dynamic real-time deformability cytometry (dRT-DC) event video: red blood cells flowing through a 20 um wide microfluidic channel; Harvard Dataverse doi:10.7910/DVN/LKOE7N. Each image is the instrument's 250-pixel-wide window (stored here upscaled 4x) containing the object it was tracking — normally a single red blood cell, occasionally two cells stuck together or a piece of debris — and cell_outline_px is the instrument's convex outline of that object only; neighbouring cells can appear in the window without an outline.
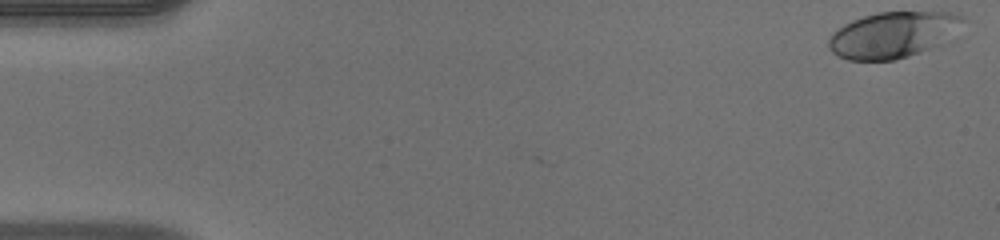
{"species": "human", "species_latin": "Homo sapiens", "temperature_condition": "warm", "stored_images_in_passage": 50, "camera_frame_rate_fps": 3000, "um_per_image_px": 0.085, "donor": {"sex": "male"}, "frame": {"image": 1, "passage_image": 1, "time_ms": 0.0, "image_size_px": [1000, 240], "cell_outline_px": [[968, 20], [928, 48], [908, 56], [896, 60], [848, 60], [832, 52], [828, 48], [828, 40], [832, 32], [844, 24], [852, 20], [864, 16], [880, 12], [948, 12], [964, 16]], "centroid_in_image_um": [75.8, 2.94], "position_along_channel_um": 9.2, "area_um2": 35.14}}
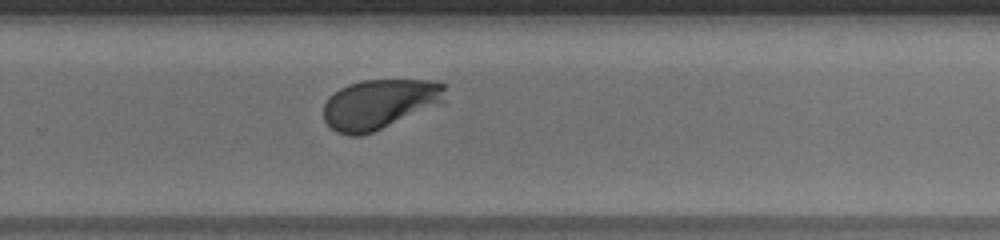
{"frame": {"image": 2, "passage_image": 33, "time_ms": 10.667, "image_size_px": [1000, 240], "cell_outline_px": [[448, 84], [444, 104], [372, 132], [360, 136], [348, 136], [336, 132], [324, 120], [324, 104], [328, 96], [340, 88], [348, 84], [364, 80], [436, 80]], "centroid_in_image_um": [32.33, 8.84], "position_along_channel_um": 297.5, "area_um2": 36.01}}
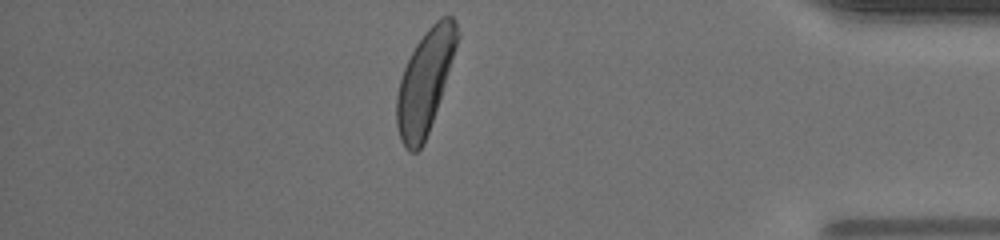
{"frame": {"image": 3, "passage_image": 43, "time_ms": 14.0, "image_size_px": [1000, 240], "cell_outline_px": [[460, 36], [424, 144], [416, 152], [408, 152], [404, 148], [400, 140], [396, 124], [396, 96], [400, 80], [404, 68], [416, 44], [424, 32], [440, 16], [452, 16], [456, 20], [460, 32]], "centroid_in_image_um": [36.11, 6.93], "position_along_channel_um": 399.1, "area_um2": 35.89}, "authors_computed_cell_mechanics": {"area_um2": 35.7493, "velocity_mm_per_s": 4.0919, "shape_relaxation_time_tau1_ms": 1.7975, "shape_relaxation_time_tau2_ms": null, "deformation_change_tau1": 0.1412, "deformation_change_tau2": null}}